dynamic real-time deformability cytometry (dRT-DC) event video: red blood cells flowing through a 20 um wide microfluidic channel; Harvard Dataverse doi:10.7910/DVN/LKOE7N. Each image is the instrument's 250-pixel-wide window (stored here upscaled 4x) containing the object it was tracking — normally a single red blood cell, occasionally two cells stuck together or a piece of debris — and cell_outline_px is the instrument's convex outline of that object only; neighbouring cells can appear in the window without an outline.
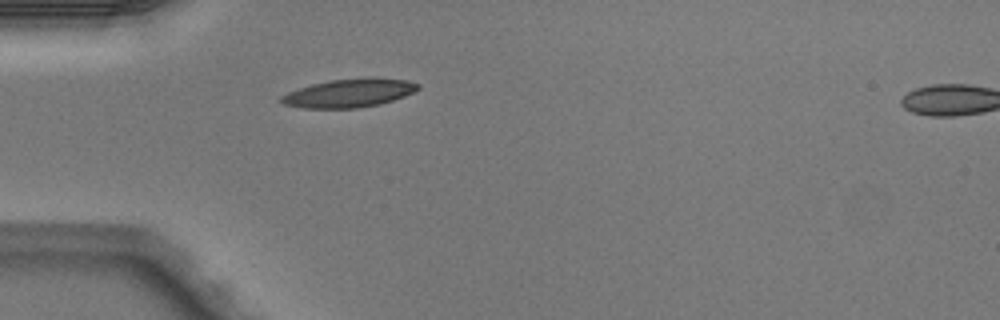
{"species": "Egyptian fruit bat (a non-hibernating species)", "species_latin": "Rousettus aegyptiacus", "temperature_condition": "warm", "stored_images_in_passage": 36, "camera_frame_rate_fps": 3000, "um_per_image_px": 0.085, "animal": {"sex": "male"}, "frame": {"image": 1, "passage_image": 1, "time_ms": 0.0, "image_size_px": [1000, 320], "cell_outline_px": [[420, 88], [404, 96], [380, 104], [356, 108], [304, 108], [284, 104], [280, 100], [280, 96], [288, 92], [312, 84], [332, 80], [368, 76], [404, 80], [420, 84]], "centroid_in_image_um": [29.69, 7.9], "position_along_channel_um": 55.3, "area_um2": 22.6}}
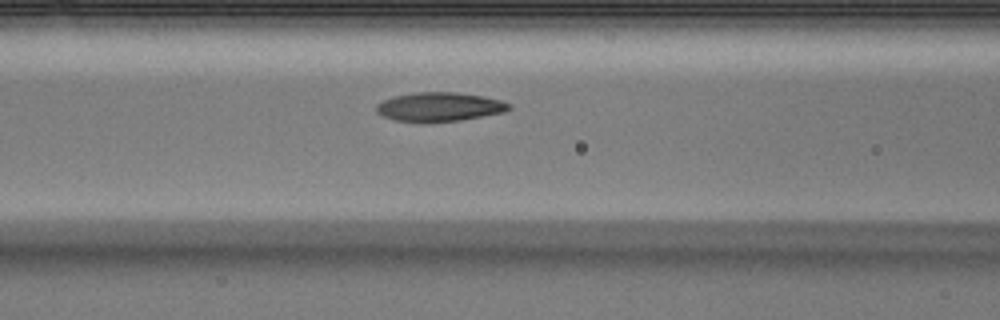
{"frame": {"image": 2, "passage_image": 7, "time_ms": 2.0, "image_size_px": [1000, 320], "cell_outline_px": [[512, 108], [504, 112], [460, 120], [424, 124], [396, 120], [384, 116], [376, 112], [376, 104], [384, 100], [396, 96], [416, 92], [456, 92], [484, 96], [500, 100], [512, 104]], "centroid_in_image_um": [37.36, 9.1], "position_along_channel_um": 129.2, "area_um2": 22.72}}
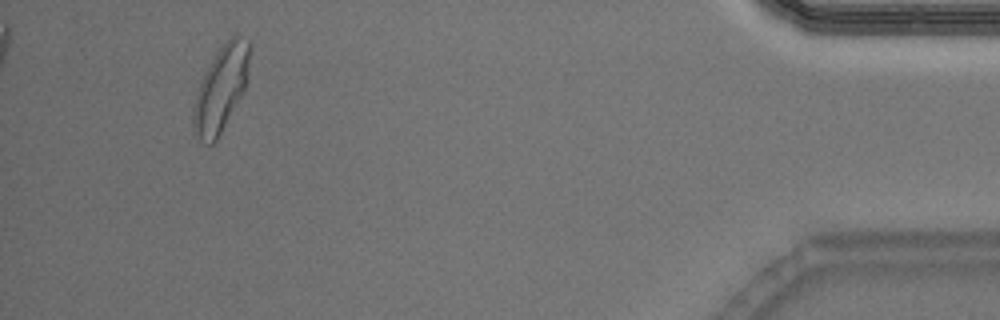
{"frame": {"image": 3, "passage_image": 33, "time_ms": 10.667, "image_size_px": [1000, 320], "cell_outline_px": [[252, 48], [244, 88], [240, 96], [216, 140], [212, 144], [204, 144], [200, 140], [192, 128], [192, 112], [196, 92], [204, 72], [216, 52], [232, 36], [240, 36], [248, 40], [252, 44]], "centroid_in_image_um": [18.76, 7.52], "position_along_channel_um": 416.4, "area_um2": 27.69}, "authors_computed_cell_mechanics": {"area_um2": 22.542, "velocity_mm_per_s": 4.0504, "shape_relaxation_time_tau1_ms": 3.6872, "shape_relaxation_time_tau2_ms": 2.0296, "deformation_change_tau1": 0.1578, "deformation_change_tau2": 0.0861}}